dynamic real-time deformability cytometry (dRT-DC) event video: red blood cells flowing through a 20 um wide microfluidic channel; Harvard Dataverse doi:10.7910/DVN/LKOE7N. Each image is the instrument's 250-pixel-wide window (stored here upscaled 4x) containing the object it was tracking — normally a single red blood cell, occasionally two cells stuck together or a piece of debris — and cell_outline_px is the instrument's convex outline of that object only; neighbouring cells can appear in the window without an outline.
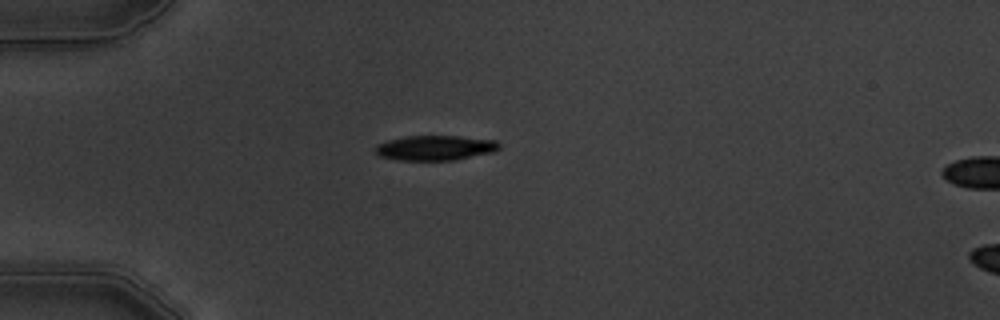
{"species": "common noctule bat (a hibernating species)", "species_latin": "Nyctalus noctula", "temperature_condition": "warm", "stored_images_in_passage": 2, "camera_frame_rate_fps": 3000, "um_per_image_px": 0.085, "animal": {"sex": "male", "body_mass_g": 19.5, "forearm_length_mm": 54.6}, "frame": {"image": 1, "passage_image": 1, "time_ms": 0.0, "image_size_px": [1000, 320], "cell_outline_px": [[500, 148], [492, 152], [452, 160], [396, 160], [380, 156], [376, 152], [376, 144], [388, 140], [408, 136], [460, 136], [496, 140], [500, 144]], "centroid_in_image_um": [36.99, 12.56], "position_along_channel_um": 48.0, "area_um2": 17.86}}